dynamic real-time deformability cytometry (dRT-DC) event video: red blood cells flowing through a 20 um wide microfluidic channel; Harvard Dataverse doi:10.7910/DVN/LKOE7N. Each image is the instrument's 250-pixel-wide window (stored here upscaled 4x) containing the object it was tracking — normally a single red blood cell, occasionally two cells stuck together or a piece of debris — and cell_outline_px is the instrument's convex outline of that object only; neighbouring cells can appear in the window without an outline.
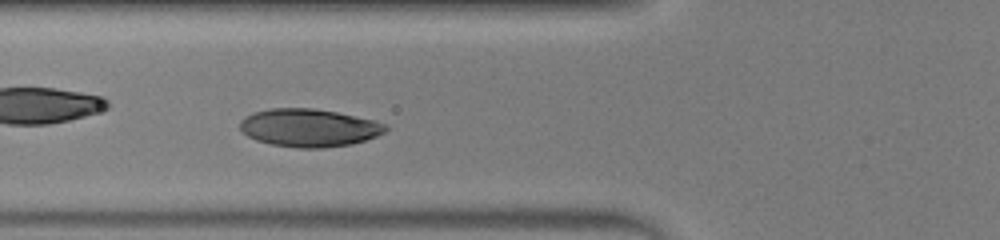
{"species": "human", "species_latin": "Homo sapiens", "temperature_condition": "warm", "stored_images_in_passage": 39, "camera_frame_rate_fps": 3000, "um_per_image_px": 0.085, "donor": {"sex": "male"}, "frame": {"image": 1, "passage_image": 9, "time_ms": 2.667, "image_size_px": [1000, 240], "cell_outline_px": [[388, 128], [384, 132], [376, 136], [352, 144], [324, 148], [300, 148], [272, 144], [256, 140], [248, 136], [240, 128], [240, 120], [256, 112], [272, 108], [312, 108], [336, 112], [376, 120], [388, 124]], "centroid_in_image_um": [26.31, 10.86], "position_along_channel_um": 99.5, "area_um2": 32.02}}
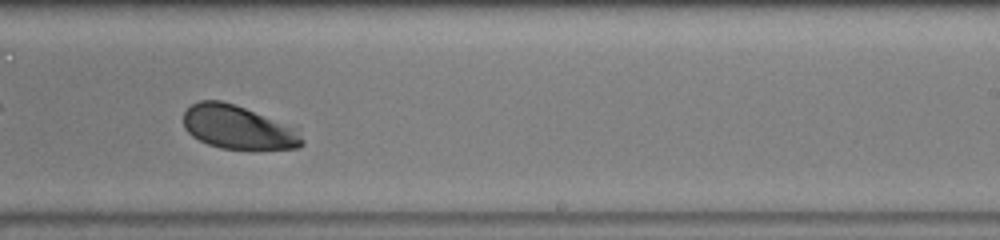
{"frame": {"image": 2, "passage_image": 21, "time_ms": 6.667, "image_size_px": [1000, 240], "cell_outline_px": [[304, 144], [296, 148], [220, 148], [208, 144], [192, 136], [184, 128], [184, 112], [192, 104], [200, 100], [220, 100], [244, 108], [300, 128], [304, 140]], "centroid_in_image_um": [20.26, 10.81], "position_along_channel_um": 268.7, "area_um2": 29.94}}
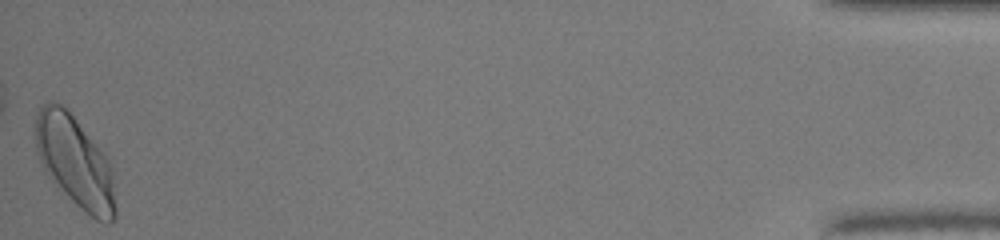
{"frame": {"image": 3, "passage_image": 39, "time_ms": 12.667, "image_size_px": [1000, 240], "cell_outline_px": [[116, 220], [108, 224], [104, 224], [96, 220], [80, 208], [60, 188], [44, 168], [36, 152], [36, 112], [48, 100], [52, 100], [60, 104], [72, 116], [108, 156], [112, 164], [116, 208]], "centroid_in_image_um": [6.43, 13.78], "position_along_channel_um": 428.8, "area_um2": 42.43}, "authors_computed_cell_mechanics": {"area_um2": 31.7322, "velocity_mm_per_s": 4.2495, "shape_relaxation_time_tau1_ms": 2.0836, "shape_relaxation_time_tau2_ms": null, "deformation_change_tau1": 0.1313, "deformation_change_tau2": null}}